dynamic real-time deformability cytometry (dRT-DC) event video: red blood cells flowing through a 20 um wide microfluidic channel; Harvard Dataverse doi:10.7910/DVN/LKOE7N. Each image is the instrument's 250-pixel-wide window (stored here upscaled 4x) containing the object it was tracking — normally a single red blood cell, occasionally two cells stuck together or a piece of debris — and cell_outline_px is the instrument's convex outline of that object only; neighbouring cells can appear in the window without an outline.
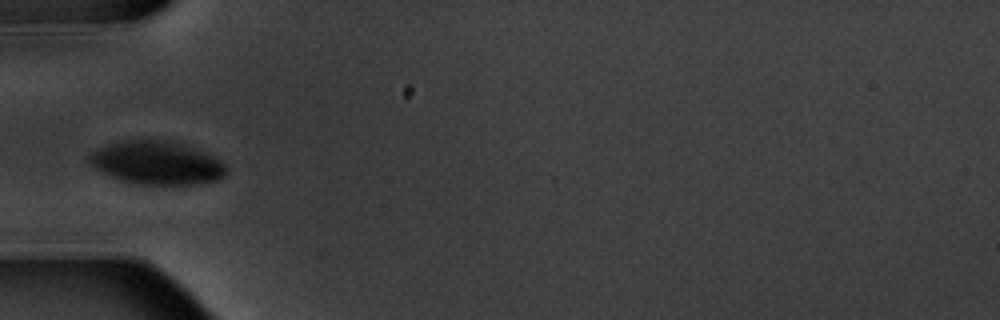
{"species": "common noctule bat (a hibernating species)", "species_latin": "Nyctalus noctula", "temperature_condition": "warm", "stored_images_in_passage": 11, "camera_frame_rate_fps": 3000, "um_per_image_px": 0.085, "animal": {"sex": "male", "body_mass_g": 20.1, "forearm_length_mm": 53.5}, "frame": {"image": 1, "passage_image": 5, "time_ms": 5.333, "image_size_px": [1000, 320], "cell_outline_px": [[228, 168], [224, 176], [220, 180], [192, 184], [136, 184], [120, 180], [100, 172], [88, 164], [88, 156], [92, 152], [108, 144], [120, 140], [164, 140], [180, 144], [192, 148], [212, 156], [220, 160]], "centroid_in_image_um": [13.28, 13.85], "position_along_channel_um": 71.7, "area_um2": 34.39}}